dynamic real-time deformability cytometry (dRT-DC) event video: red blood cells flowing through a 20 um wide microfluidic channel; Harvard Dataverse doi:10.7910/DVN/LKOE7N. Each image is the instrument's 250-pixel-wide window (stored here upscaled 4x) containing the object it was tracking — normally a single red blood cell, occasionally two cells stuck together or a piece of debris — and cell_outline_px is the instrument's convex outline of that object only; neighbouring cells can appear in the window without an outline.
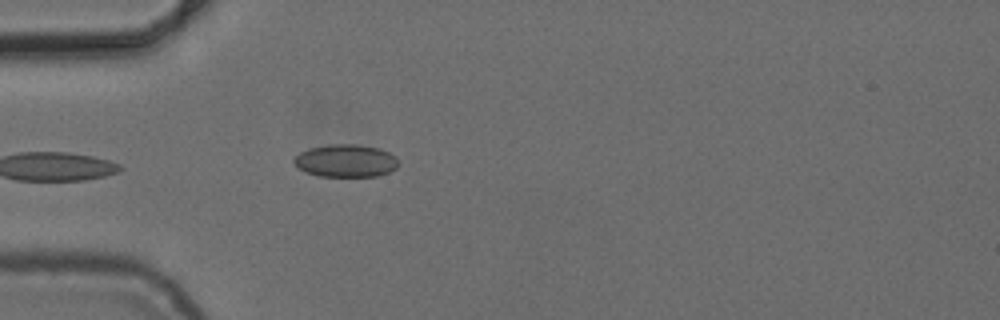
{"species": "common noctule bat (a hibernating species)", "species_latin": "Nyctalus noctula", "temperature_condition": "cold", "stored_images_in_passage": 5, "camera_frame_rate_fps": 3000, "um_per_image_px": 0.085, "animal": {"sex": "female", "body_mass_g": 24.6, "forearm_length_mm": 56.2}, "frame": {"image": 1, "passage_image": 5, "time_ms": 4.667, "image_size_px": [1000, 320], "cell_outline_px": [[396, 168], [380, 176], [320, 176], [308, 172], [300, 168], [292, 160], [300, 152], [308, 148], [328, 144], [356, 144], [380, 148], [396, 156]], "centroid_in_image_um": [29.4, 13.65], "position_along_channel_um": 55.6, "area_um2": 19.77}}